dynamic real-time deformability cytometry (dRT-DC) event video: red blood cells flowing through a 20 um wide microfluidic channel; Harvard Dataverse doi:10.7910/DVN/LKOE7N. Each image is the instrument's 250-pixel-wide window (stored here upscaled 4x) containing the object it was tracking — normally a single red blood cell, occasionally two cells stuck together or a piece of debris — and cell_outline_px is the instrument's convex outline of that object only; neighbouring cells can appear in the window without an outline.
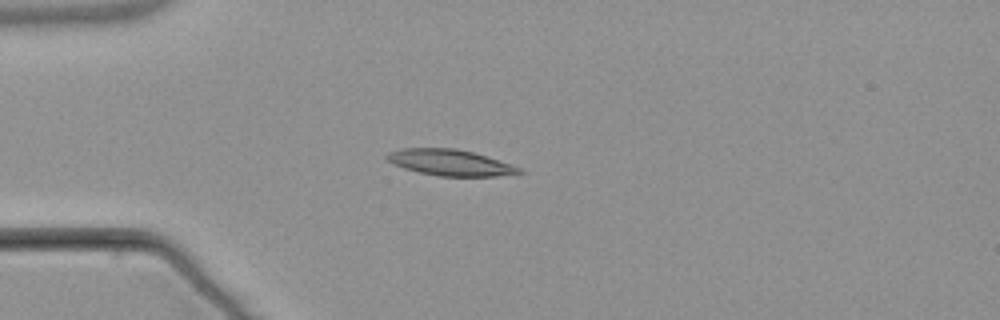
{"species": "common noctule bat (a hibernating species)", "species_latin": "Nyctalus noctula", "temperature_condition": "warm", "stored_images_in_passage": 6, "camera_frame_rate_fps": 3000, "um_per_image_px": 0.085, "animal": {"sex": "male", "body_mass_g": 21.5, "forearm_length_mm": 52.0}, "frame": {"image": 1, "passage_image": 5, "time_ms": 4.667, "image_size_px": [1000, 320], "cell_outline_px": [[524, 172], [496, 176], [440, 176], [420, 172], [404, 168], [388, 160], [384, 156], [388, 152], [400, 148], [456, 148], [472, 152], [512, 164], [520, 168]], "centroid_in_image_um": [38.25, 13.81], "position_along_channel_um": 46.7, "area_um2": 19.88}}
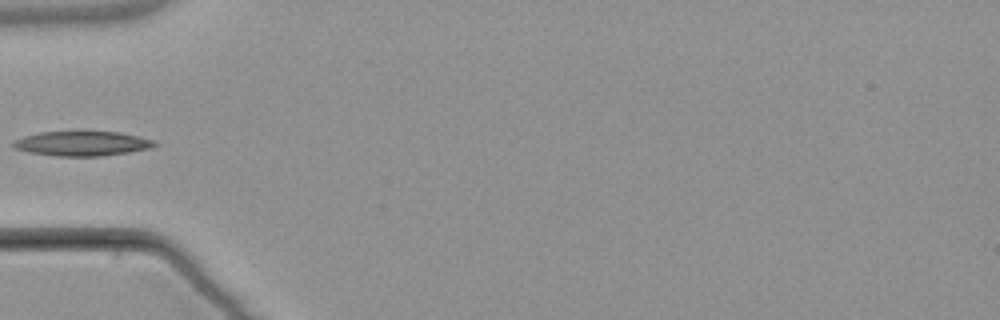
{"frame": {"image": 2, "passage_image": 6, "time_ms": 6.0, "image_size_px": [1000, 320], "cell_outline_px": [[160, 144], [148, 148], [128, 152], [100, 156], [56, 156], [28, 152], [16, 148], [12, 144], [12, 140], [24, 136], [40, 132], [120, 132], [140, 136], [156, 140]], "centroid_in_image_um": [7.0, 12.2], "position_along_channel_um": 78.0, "area_um2": 20.29}}